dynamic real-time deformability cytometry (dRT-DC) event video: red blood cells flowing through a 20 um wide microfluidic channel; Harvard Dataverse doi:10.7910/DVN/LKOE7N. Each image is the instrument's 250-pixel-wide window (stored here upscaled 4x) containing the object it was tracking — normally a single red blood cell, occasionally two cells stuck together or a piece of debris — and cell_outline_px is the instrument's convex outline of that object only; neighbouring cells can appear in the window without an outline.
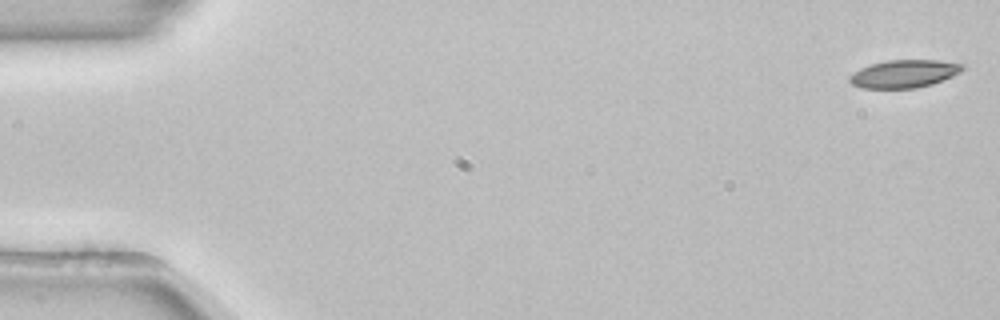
{"species": "common noctule bat (a hibernating species)", "species_latin": "Nyctalus noctula", "temperature_condition": "room temperature", "stored_images_in_passage": 10, "camera_frame_rate_fps": 3000, "um_per_image_px": 0.085, "animal": {"sex": "female", "body_mass_g": 22.7, "forearm_length_mm": 54.2}, "frame": {"image": 1, "passage_image": 1, "time_ms": 0.0, "image_size_px": [1000, 320], "cell_outline_px": [[964, 68], [960, 72], [952, 76], [932, 84], [916, 88], [860, 88], [852, 84], [848, 80], [848, 76], [860, 68], [872, 64], [888, 60], [936, 60], [964, 64]], "centroid_in_image_um": [76.83, 6.27], "position_along_channel_um": 8.2, "area_um2": 18.26}}